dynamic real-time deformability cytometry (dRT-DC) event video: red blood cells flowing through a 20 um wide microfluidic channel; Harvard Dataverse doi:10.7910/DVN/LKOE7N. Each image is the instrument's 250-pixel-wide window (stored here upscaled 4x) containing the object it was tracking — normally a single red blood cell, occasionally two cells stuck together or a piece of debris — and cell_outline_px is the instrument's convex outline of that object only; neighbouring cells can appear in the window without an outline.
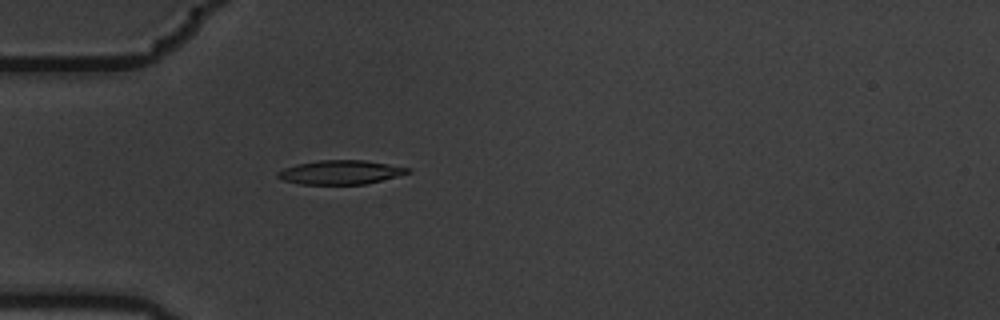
{"species": "common noctule bat (a hibernating species)", "species_latin": "Nyctalus noctula", "temperature_condition": "warm", "stored_images_in_passage": 5, "camera_frame_rate_fps": 3000, "um_per_image_px": 0.085, "animal": {"sex": "male", "body_mass_g": 19.5, "forearm_length_mm": 54.6}, "frame": {"image": 1, "passage_image": 5, "time_ms": 1.333, "image_size_px": [1000, 320], "cell_outline_px": [[412, 172], [364, 184], [300, 184], [284, 180], [276, 176], [276, 172], [284, 168], [296, 164], [320, 160], [364, 160], [412, 168]], "centroid_in_image_um": [28.93, 14.63], "position_along_channel_um": 56.1, "area_um2": 18.09}}